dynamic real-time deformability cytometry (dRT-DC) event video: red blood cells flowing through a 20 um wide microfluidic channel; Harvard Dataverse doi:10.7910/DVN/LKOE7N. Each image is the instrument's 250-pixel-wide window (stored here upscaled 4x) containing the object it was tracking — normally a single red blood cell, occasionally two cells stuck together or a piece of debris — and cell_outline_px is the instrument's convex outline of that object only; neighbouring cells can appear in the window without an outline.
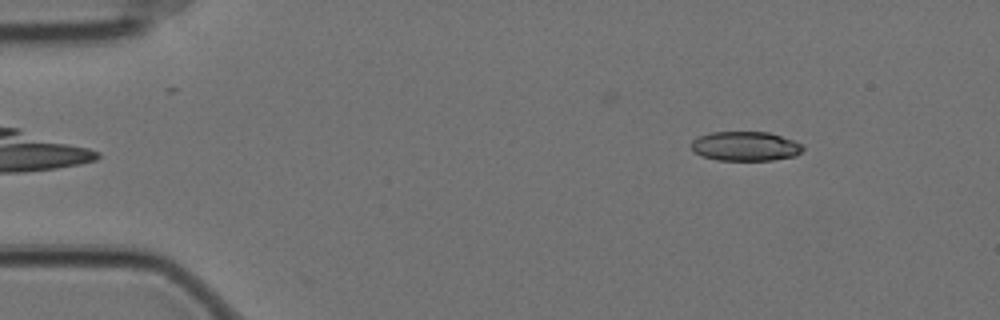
{"species": "Egyptian fruit bat (a non-hibernating species)", "species_latin": "Rousettus aegyptiacus", "temperature_condition": "cold", "stored_images_in_passage": 54, "camera_frame_rate_fps": 3000, "um_per_image_px": 0.085, "animal": {"sex": "female"}, "frame": {"image": 1, "passage_image": 4, "time_ms": 1.0, "image_size_px": [1000, 320], "cell_outline_px": [[804, 148], [796, 156], [772, 160], [716, 160], [700, 156], [692, 148], [692, 140], [700, 136], [712, 132], [768, 132], [804, 144]], "centroid_in_image_um": [63.37, 12.43], "position_along_channel_um": 21.6, "area_um2": 19.07}}
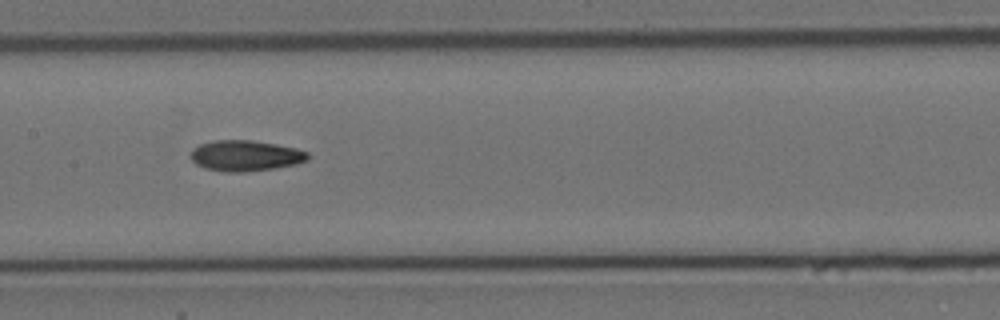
{"frame": {"image": 2, "passage_image": 25, "time_ms": 8.0, "image_size_px": [1000, 320], "cell_outline_px": [[308, 160], [292, 164], [272, 168], [244, 172], [224, 172], [204, 168], [196, 164], [188, 156], [192, 148], [200, 144], [212, 140], [252, 140], [276, 144], [296, 148], [308, 152]], "centroid_in_image_um": [20.79, 13.22], "position_along_channel_um": 186.6, "area_um2": 21.04}}
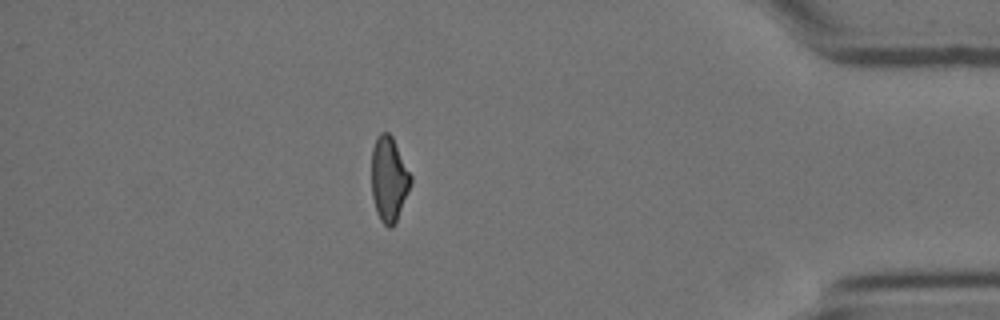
{"frame": {"image": 3, "passage_image": 47, "time_ms": 15.333, "image_size_px": [1000, 320], "cell_outline_px": [[412, 180], [396, 224], [392, 228], [388, 228], [380, 220], [376, 212], [372, 196], [372, 148], [376, 136], [380, 132], [388, 132], [392, 136], [412, 176]], "centroid_in_image_um": [33.05, 15.23], "position_along_channel_um": 402.1, "area_um2": 19.54}, "authors_computed_cell_mechanics": {"area_um2": 20.3745, "velocity_mm_per_s": 3.5086, "shape_relaxation_time_tau1_ms": null, "shape_relaxation_time_tau2_ms": 3.7976, "deformation_change_tau1": null, "deformation_change_tau2": 0.096}}